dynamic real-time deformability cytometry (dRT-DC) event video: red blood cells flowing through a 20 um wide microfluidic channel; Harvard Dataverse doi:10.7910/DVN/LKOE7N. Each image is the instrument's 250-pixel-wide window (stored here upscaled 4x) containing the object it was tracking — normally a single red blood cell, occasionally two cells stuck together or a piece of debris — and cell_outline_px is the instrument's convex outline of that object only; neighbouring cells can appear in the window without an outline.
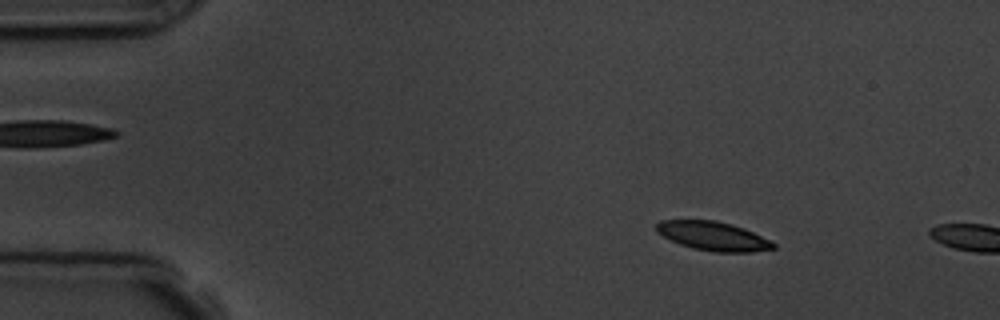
{"species": "common noctule bat (a hibernating species)", "species_latin": "Nyctalus noctula", "temperature_condition": "room temperature", "stored_images_in_passage": 2, "camera_frame_rate_fps": 3000, "um_per_image_px": 0.085, "animal": {"sex": "male", "body_mass_g": 19.5, "forearm_length_mm": 54.6}, "frame": {"image": 1, "passage_image": 1, "time_ms": 0.0, "image_size_px": [1000, 320], "cell_outline_px": [[776, 248], [752, 252], [712, 252], [692, 248], [680, 244], [656, 232], [656, 224], [660, 220], [716, 220], [732, 224], [744, 228], [776, 244]], "centroid_in_image_um": [60.6, 20.07], "position_along_channel_um": 24.4, "area_um2": 19.65}}